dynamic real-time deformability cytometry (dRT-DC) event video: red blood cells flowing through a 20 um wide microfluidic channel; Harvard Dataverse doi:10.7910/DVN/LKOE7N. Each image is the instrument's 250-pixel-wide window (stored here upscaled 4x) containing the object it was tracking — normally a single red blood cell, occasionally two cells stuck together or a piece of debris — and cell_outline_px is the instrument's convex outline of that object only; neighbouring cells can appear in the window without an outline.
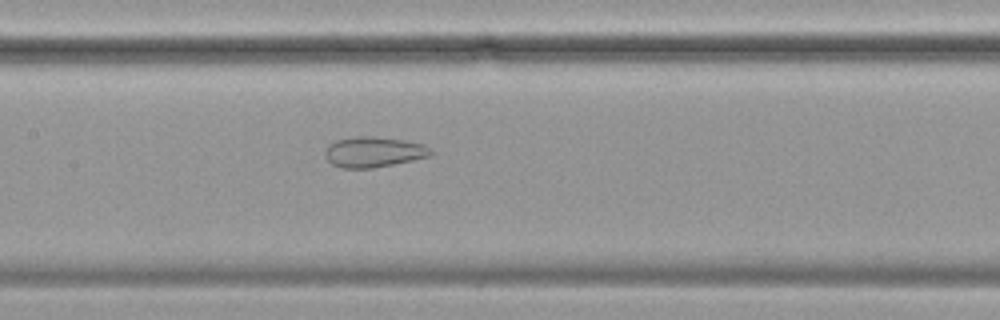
{"species": "common noctule bat (a hibernating species)", "species_latin": "Nyctalus noctula", "temperature_condition": "cold", "stored_images_in_passage": 51, "camera_frame_rate_fps": 3000, "um_per_image_px": 0.085, "animal": {"sex": "female", "body_mass_g": 19.9}, "frame": {"image": 1, "passage_image": 21, "time_ms": 6.667, "image_size_px": [1000, 320], "cell_outline_px": [[432, 152], [428, 156], [412, 160], [372, 168], [340, 168], [332, 164], [324, 156], [324, 148], [328, 144], [336, 140], [356, 136], [372, 136], [404, 140], [424, 144], [432, 148]], "centroid_in_image_um": [31.71, 12.91], "position_along_channel_um": 175.7, "area_um2": 18.84}}
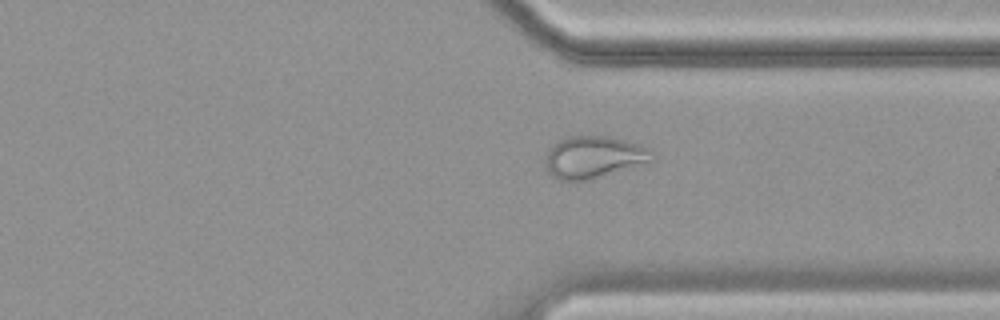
{"frame": {"image": 2, "passage_image": 37, "time_ms": 12.0, "image_size_px": [1000, 320], "cell_outline_px": [[656, 156], [652, 160], [592, 180], [560, 180], [552, 176], [548, 172], [544, 164], [548, 148], [552, 144], [568, 136], [608, 136], [640, 144], [648, 148]], "centroid_in_image_um": [50.43, 13.35], "position_along_channel_um": 361.0, "area_um2": 26.24}}
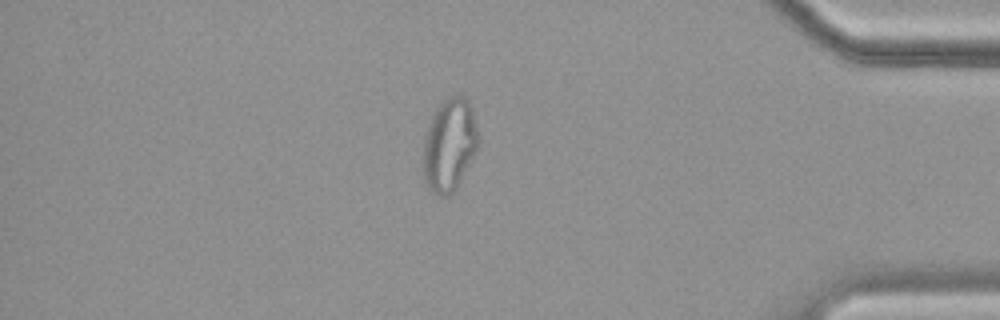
{"frame": {"image": 3, "passage_image": 43, "time_ms": 14.0, "image_size_px": [1000, 320], "cell_outline_px": [[476, 148], [456, 188], [448, 196], [440, 196], [428, 188], [424, 180], [424, 136], [428, 124], [436, 108], [448, 96], [464, 96], [468, 100], [472, 108], [476, 128]], "centroid_in_image_um": [38.16, 12.3], "position_along_channel_um": 397.0, "area_um2": 29.02}, "authors_computed_cell_mechanics": {"area_um2": 26.2412, "velocity_mm_per_s": 3.4815, "shape_relaxation_time_tau1_ms": null, "shape_relaxation_time_tau2_ms": 1.318, "deformation_change_tau1": null, "deformation_change_tau2": 0.0722}}